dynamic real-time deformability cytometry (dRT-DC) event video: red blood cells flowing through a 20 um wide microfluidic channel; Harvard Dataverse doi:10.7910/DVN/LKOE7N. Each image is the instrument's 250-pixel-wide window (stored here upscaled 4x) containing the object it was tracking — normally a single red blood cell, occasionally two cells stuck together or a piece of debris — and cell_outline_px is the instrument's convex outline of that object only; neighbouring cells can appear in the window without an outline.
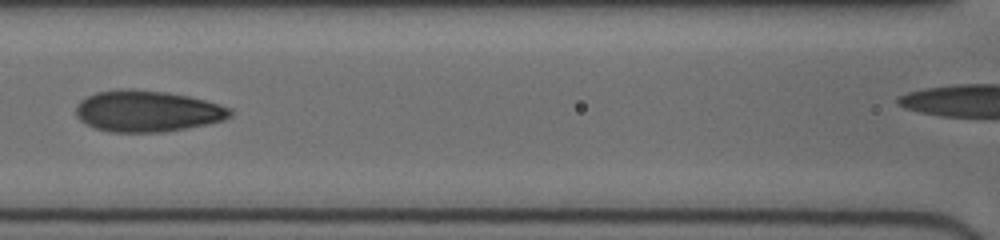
{"species": "human", "species_latin": "Homo sapiens", "temperature_condition": "cold", "stored_images_in_passage": 7, "segment_of_instrument_passage": [1, 2], "camera_frame_rate_fps": 3000, "um_per_image_px": 0.085, "donor": {"sex": "female"}, "frame": {"image": 1, "passage_image": 3, "time_ms": 2.333, "image_size_px": [1000, 240], "cell_outline_px": [[232, 116], [224, 120], [184, 128], [160, 132], [112, 132], [96, 128], [80, 120], [76, 116], [76, 104], [80, 100], [96, 92], [120, 88], [136, 88], [168, 92], [188, 96], [220, 104], [232, 108]], "centroid_in_image_um": [12.51, 9.42], "position_along_channel_um": 154.1, "area_um2": 37.22}}
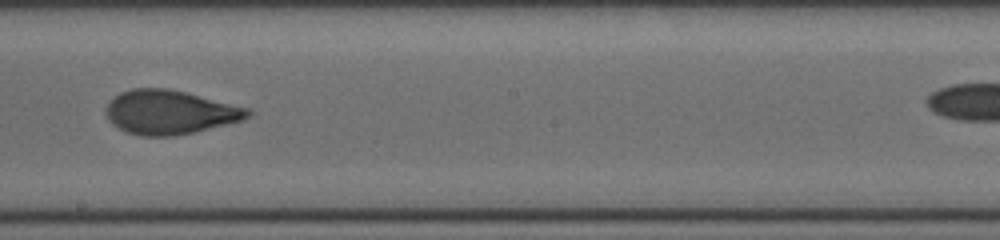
{"frame": {"image": 2, "passage_image": 5, "time_ms": 4.333, "image_size_px": [1000, 240], "cell_outline_px": [[252, 116], [244, 120], [196, 132], [172, 136], [140, 136], [124, 132], [112, 124], [108, 120], [104, 112], [108, 104], [120, 92], [132, 88], [168, 88], [252, 108]], "centroid_in_image_um": [14.47, 9.55], "position_along_channel_um": 233.7, "area_um2": 36.88}}
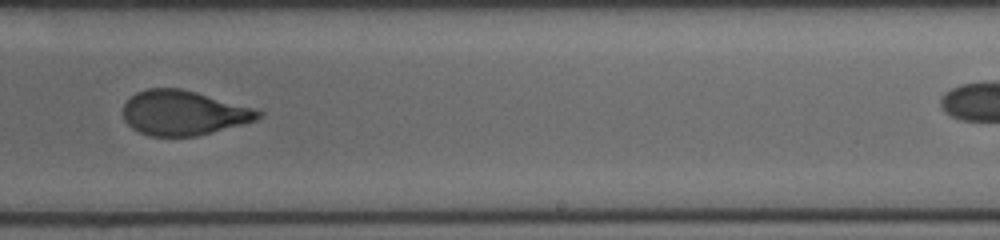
{"frame": {"image": 3, "passage_image": 6, "time_ms": 5.333, "image_size_px": [1000, 240], "cell_outline_px": [[264, 116], [256, 120], [212, 132], [196, 136], [148, 136], [132, 128], [124, 120], [124, 104], [136, 92], [148, 88], [180, 88], [196, 92], [256, 108], [264, 112]], "centroid_in_image_um": [15.62, 9.59], "position_along_channel_um": 273.4, "area_um2": 35.2}}